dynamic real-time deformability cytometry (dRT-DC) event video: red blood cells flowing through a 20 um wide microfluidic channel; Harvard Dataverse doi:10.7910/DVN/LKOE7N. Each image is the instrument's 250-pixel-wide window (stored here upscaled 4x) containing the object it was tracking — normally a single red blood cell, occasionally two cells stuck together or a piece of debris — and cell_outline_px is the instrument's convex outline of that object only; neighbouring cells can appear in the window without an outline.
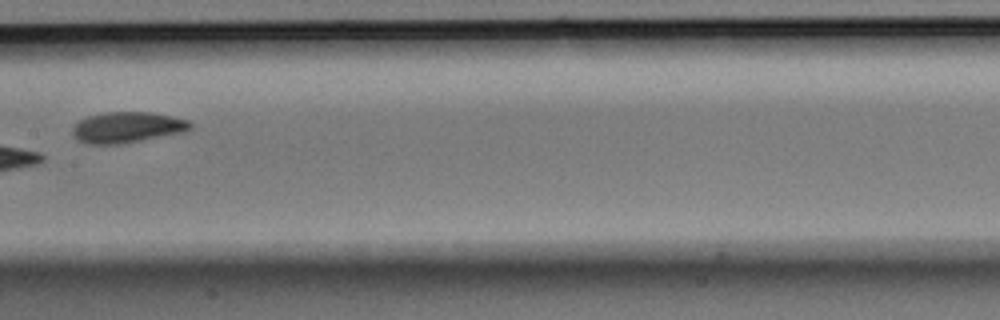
{"species": "Egyptian fruit bat (a non-hibernating species)", "species_latin": "Rousettus aegyptiacus", "temperature_condition": "room temperature", "stored_images_in_passage": 8, "camera_frame_rate_fps": 3000, "um_per_image_px": 0.085, "animal": {"sex": "male"}, "frame": {"image": 1, "passage_image": 7, "time_ms": 2.0, "image_size_px": [1000, 320], "cell_outline_px": [[192, 128], [184, 132], [120, 144], [88, 144], [76, 140], [72, 136], [72, 128], [80, 120], [88, 116], [104, 112], [152, 112], [172, 116], [188, 120], [192, 124]], "centroid_in_image_um": [10.79, 10.82], "position_along_channel_um": 196.6, "area_um2": 21.27}}
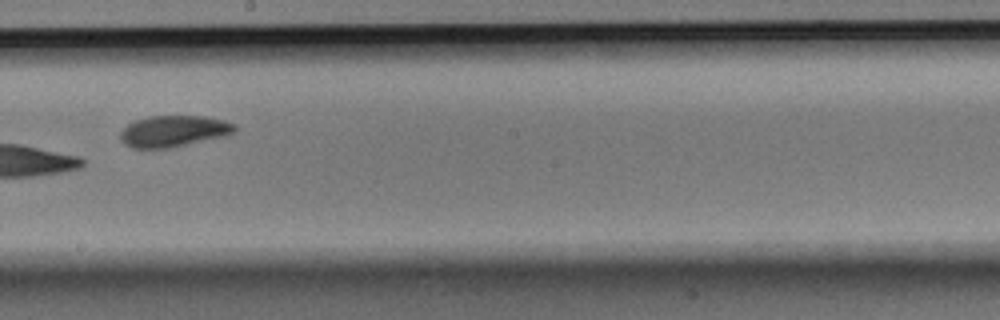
{"frame": {"image": 2, "passage_image": 8, "time_ms": 2.333, "image_size_px": [1000, 320], "cell_outline_px": [[240, 128], [236, 132], [224, 136], [168, 148], [132, 148], [124, 144], [120, 140], [120, 132], [128, 124], [136, 120], [148, 116], [204, 116], [224, 120], [236, 124]], "centroid_in_image_um": [14.78, 11.14], "position_along_channel_um": 233.4, "area_um2": 20.98}}